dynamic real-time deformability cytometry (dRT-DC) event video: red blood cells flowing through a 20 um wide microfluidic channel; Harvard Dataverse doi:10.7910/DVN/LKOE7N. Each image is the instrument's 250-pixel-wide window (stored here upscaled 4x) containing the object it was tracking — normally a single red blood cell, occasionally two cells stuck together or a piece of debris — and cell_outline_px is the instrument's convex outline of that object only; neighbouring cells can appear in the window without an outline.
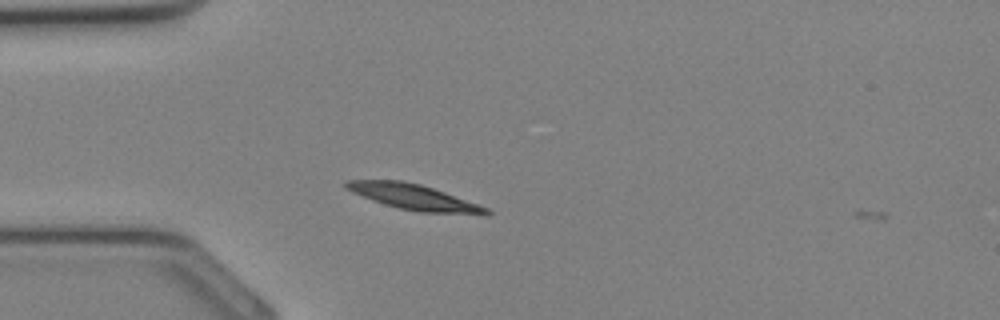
{"species": "Egyptian fruit bat (a non-hibernating species)", "species_latin": "Rousettus aegyptiacus", "temperature_condition": "cold", "stored_images_in_passage": 3, "camera_frame_rate_fps": 3000, "um_per_image_px": 0.085, "animal": {"sex": "female"}, "frame": {"image": 1, "passage_image": 2, "time_ms": 0.333, "image_size_px": [1000, 320], "cell_outline_px": [[492, 212], [488, 216], [484, 216], [420, 212], [400, 208], [384, 204], [372, 200], [352, 192], [344, 188], [344, 180], [400, 180], [420, 184], [444, 192], [488, 208]], "centroid_in_image_um": [35.22, 16.77], "position_along_channel_um": 49.8, "area_um2": 20.98}}